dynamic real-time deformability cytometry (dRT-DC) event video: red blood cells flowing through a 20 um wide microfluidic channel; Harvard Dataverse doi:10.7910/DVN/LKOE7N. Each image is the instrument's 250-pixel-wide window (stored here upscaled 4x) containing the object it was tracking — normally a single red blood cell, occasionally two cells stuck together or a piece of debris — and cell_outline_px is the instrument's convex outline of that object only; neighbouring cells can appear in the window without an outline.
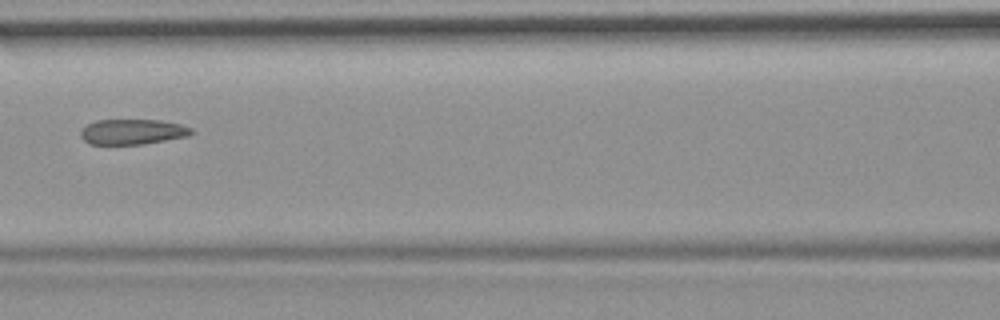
{"species": "common noctule bat (a hibernating species)", "species_latin": "Nyctalus noctula", "temperature_condition": "room temperature", "stored_images_in_passage": 10, "camera_frame_rate_fps": 3000, "um_per_image_px": 0.085, "animal": {"sex": "female", "body_mass_g": 19.9}, "frame": {"image": 1, "passage_image": 7, "time_ms": 2.0, "image_size_px": [1000, 320], "cell_outline_px": [[196, 132], [188, 136], [144, 144], [88, 144], [80, 136], [80, 132], [88, 124], [96, 120], [160, 120], [180, 124], [192, 128]], "centroid_in_image_um": [11.29, 11.2], "position_along_channel_um": 155.3, "area_um2": 16.36}}